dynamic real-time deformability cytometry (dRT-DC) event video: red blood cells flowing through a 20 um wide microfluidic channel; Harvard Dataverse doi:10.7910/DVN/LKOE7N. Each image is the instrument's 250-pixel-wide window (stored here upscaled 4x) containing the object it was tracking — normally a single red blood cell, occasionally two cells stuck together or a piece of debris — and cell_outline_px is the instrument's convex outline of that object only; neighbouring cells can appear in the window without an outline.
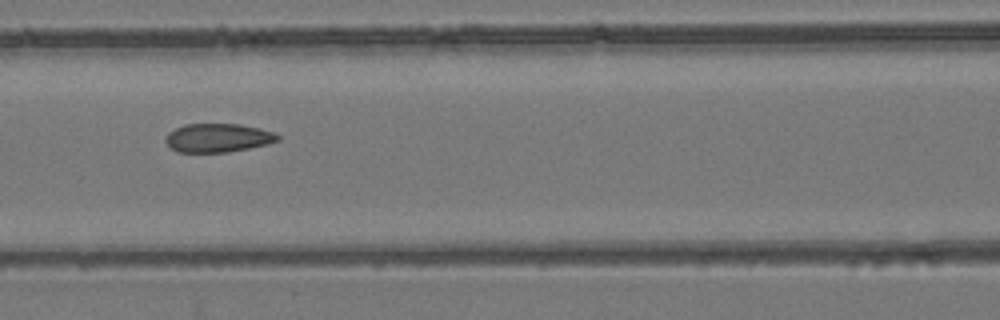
{"species": "common noctule bat (a hibernating species)", "species_latin": "Nyctalus noctula", "temperature_condition": "room temperature", "stored_images_in_passage": 9, "camera_frame_rate_fps": 3000, "um_per_image_px": 0.085, "animal": {"sex": "female", "body_mass_g": 24.6, "forearm_length_mm": 56.2}, "frame": {"image": 1, "passage_image": 7, "time_ms": 6.667, "image_size_px": [1000, 320], "cell_outline_px": [[280, 140], [268, 144], [228, 152], [176, 152], [164, 140], [168, 132], [184, 124], [240, 124], [260, 128], [272, 132], [280, 136]], "centroid_in_image_um": [18.52, 11.71], "position_along_channel_um": 148.1, "area_um2": 18.73}}
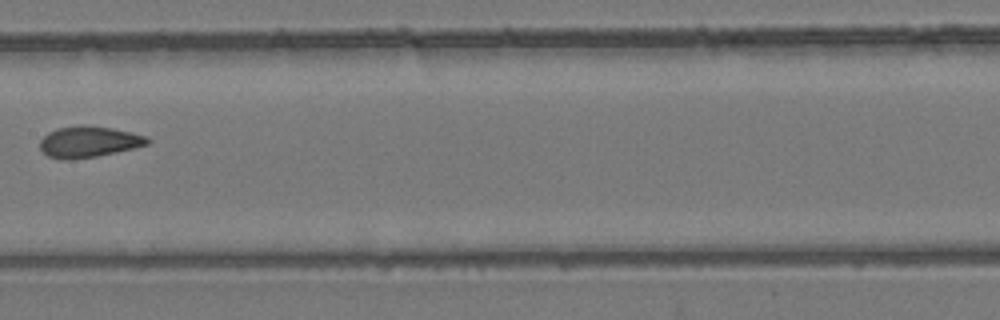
{"frame": {"image": 2, "passage_image": 8, "time_ms": 8.0, "image_size_px": [1000, 320], "cell_outline_px": [[152, 140], [148, 144], [116, 152], [96, 156], [72, 160], [60, 160], [48, 156], [40, 148], [40, 140], [48, 132], [60, 128], [112, 128], [132, 132], [148, 136]], "centroid_in_image_um": [7.57, 12.1], "position_along_channel_um": 199.8, "area_um2": 18.84}}
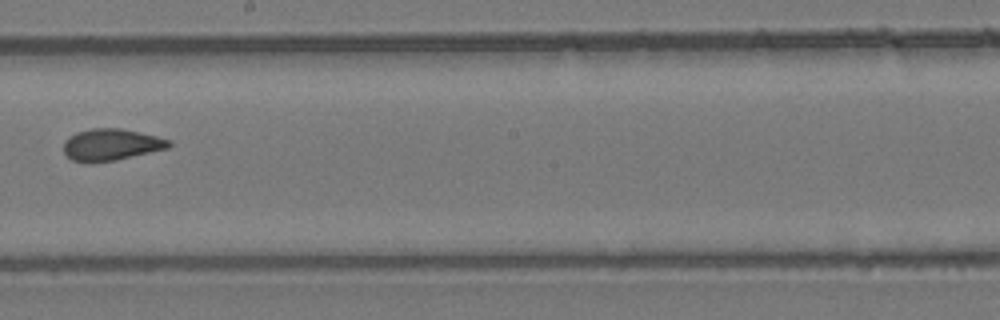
{"frame": {"image": 3, "passage_image": 9, "time_ms": 9.0, "image_size_px": [1000, 320], "cell_outline_px": [[172, 144], [168, 148], [116, 160], [88, 164], [72, 160], [64, 152], [64, 140], [68, 136], [76, 132], [92, 128], [120, 128], [156, 136], [172, 140]], "centroid_in_image_um": [9.42, 12.3], "position_along_channel_um": 238.8, "area_um2": 19.65}}